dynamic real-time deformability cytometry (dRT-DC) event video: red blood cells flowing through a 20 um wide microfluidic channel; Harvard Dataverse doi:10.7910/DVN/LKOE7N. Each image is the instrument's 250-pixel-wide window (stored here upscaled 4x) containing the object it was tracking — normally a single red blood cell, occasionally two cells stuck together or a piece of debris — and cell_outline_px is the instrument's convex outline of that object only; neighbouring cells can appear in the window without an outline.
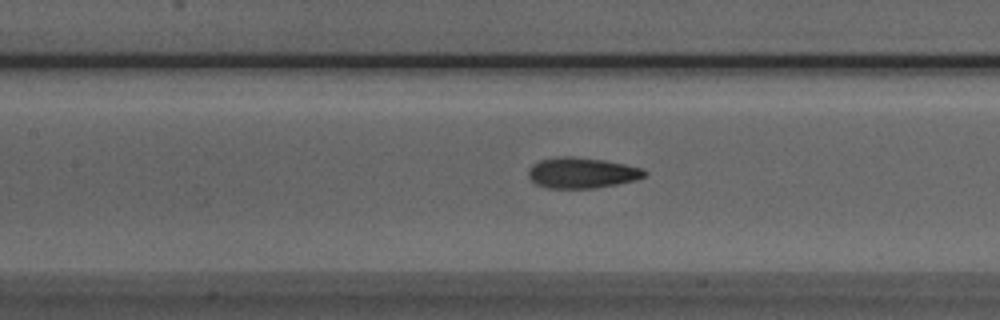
{"species": "Egyptian fruit bat (a non-hibernating species)", "species_latin": "Rousettus aegyptiacus", "temperature_condition": "room temperature", "stored_images_in_passage": 42, "camera_frame_rate_fps": 3000, "um_per_image_px": 0.085, "animal": {"sex": "male"}, "frame": {"image": 1, "passage_image": 14, "time_ms": 4.333, "image_size_px": [1000, 320], "cell_outline_px": [[648, 172], [644, 176], [636, 180], [616, 184], [592, 188], [548, 188], [536, 184], [528, 176], [528, 168], [532, 164], [540, 160], [560, 156], [572, 156], [604, 160], [624, 164], [640, 168]], "centroid_in_image_um": [49.42, 14.68], "position_along_channel_um": 158.0, "area_um2": 20.69}}
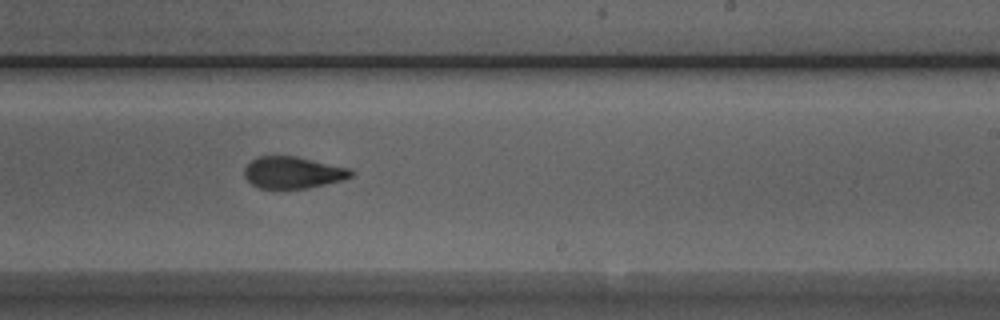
{"frame": {"image": 2, "passage_image": 22, "time_ms": 7.0, "image_size_px": [1000, 320], "cell_outline_px": [[356, 172], [352, 176], [340, 180], [308, 188], [260, 188], [252, 184], [244, 176], [244, 168], [252, 160], [260, 156], [296, 156], [348, 168]], "centroid_in_image_um": [24.88, 14.66], "position_along_channel_um": 264.1, "area_um2": 19.48}}
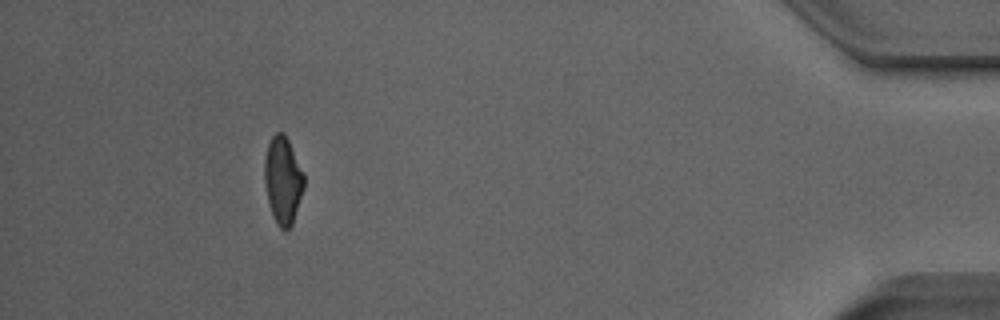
{"frame": {"image": 3, "passage_image": 38, "time_ms": 12.333, "image_size_px": [1000, 320], "cell_outline_px": [[304, 188], [292, 224], [288, 228], [280, 228], [272, 212], [268, 200], [264, 180], [264, 160], [268, 144], [272, 136], [276, 132], [284, 132], [288, 140], [304, 176]], "centroid_in_image_um": [24.03, 15.28], "position_along_channel_um": 411.2, "area_um2": 19.59}, "authors_computed_cell_mechanics": {"area_um2": 20.2878, "velocity_mm_per_s": 3.9941, "shape_relaxation_time_tau1_ms": 7.2483, "shape_relaxation_time_tau2_ms": 1.5147, "deformation_change_tau1": 0.2007, "deformation_change_tau2": 0.0787}}